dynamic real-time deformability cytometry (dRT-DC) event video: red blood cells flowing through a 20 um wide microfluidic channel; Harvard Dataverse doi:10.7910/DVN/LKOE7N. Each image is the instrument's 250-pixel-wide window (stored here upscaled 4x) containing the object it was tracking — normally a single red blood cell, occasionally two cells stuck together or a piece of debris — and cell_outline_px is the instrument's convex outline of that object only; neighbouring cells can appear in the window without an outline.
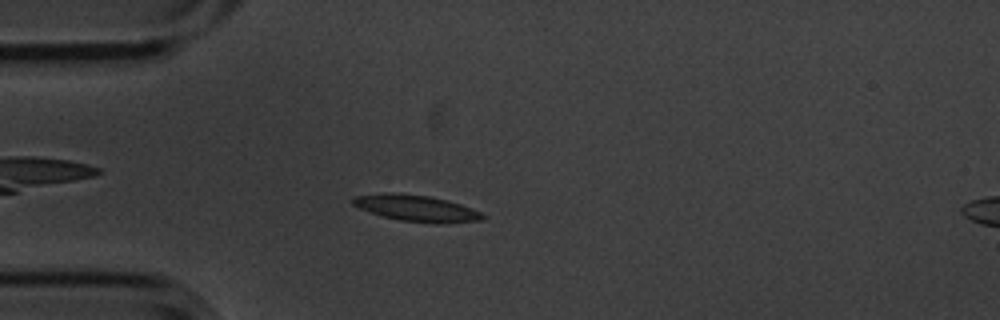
{"species": "common noctule bat (a hibernating species)", "species_latin": "Nyctalus noctula", "temperature_condition": "cold", "stored_images_in_passage": 5, "camera_frame_rate_fps": 3000, "um_per_image_px": 0.085, "animal": {"sex": "male", "body_mass_g": 20.1, "forearm_length_mm": 53.5}, "frame": {"image": 1, "passage_image": 5, "time_ms": 1.333, "image_size_px": [1000, 320], "cell_outline_px": [[484, 216], [480, 220], [436, 224], [400, 220], [384, 216], [360, 208], [352, 204], [352, 200], [356, 196], [388, 192], [392, 192], [428, 196], [448, 200], [460, 204], [480, 212]], "centroid_in_image_um": [35.39, 17.69], "position_along_channel_um": 49.6, "area_um2": 19.54}}